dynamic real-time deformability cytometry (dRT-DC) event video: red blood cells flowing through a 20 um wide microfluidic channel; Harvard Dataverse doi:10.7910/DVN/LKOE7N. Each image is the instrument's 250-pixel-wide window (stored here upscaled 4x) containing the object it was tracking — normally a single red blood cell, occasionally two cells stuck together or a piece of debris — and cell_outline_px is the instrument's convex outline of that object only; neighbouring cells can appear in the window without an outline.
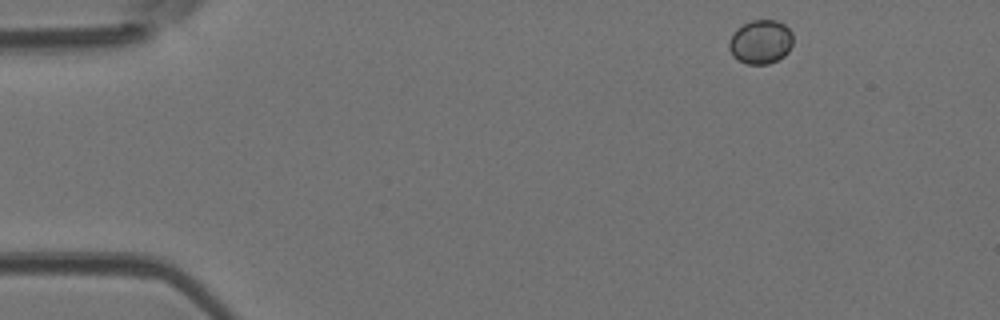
{"species": "Egyptian fruit bat (a non-hibernating species)", "species_latin": "Rousettus aegyptiacus", "temperature_condition": "room temperature", "stored_images_in_passage": 6, "camera_frame_rate_fps": 3000, "um_per_image_px": 0.085, "animal": {"sex": "female"}, "frame": {"image": 1, "passage_image": 1, "time_ms": 0.0, "image_size_px": [1000, 320], "cell_outline_px": [[792, 44], [788, 52], [784, 56], [768, 64], [748, 64], [732, 56], [728, 48], [728, 40], [732, 32], [736, 28], [752, 20], [776, 20], [784, 24], [792, 32]], "centroid_in_image_um": [64.63, 3.55], "position_along_channel_um": 20.4, "area_um2": 16.53}}
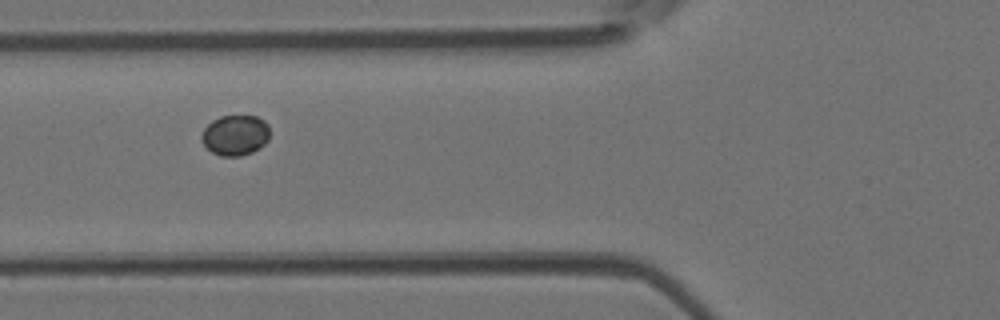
{"frame": {"image": 2, "passage_image": 4, "time_ms": 1.0, "image_size_px": [1000, 320], "cell_outline_px": [[268, 140], [260, 148], [252, 152], [240, 156], [220, 156], [212, 152], [200, 140], [200, 136], [204, 128], [212, 120], [220, 116], [256, 116], [264, 120], [268, 124]], "centroid_in_image_um": [19.98, 11.49], "position_along_channel_um": 105.8, "area_um2": 16.13}}
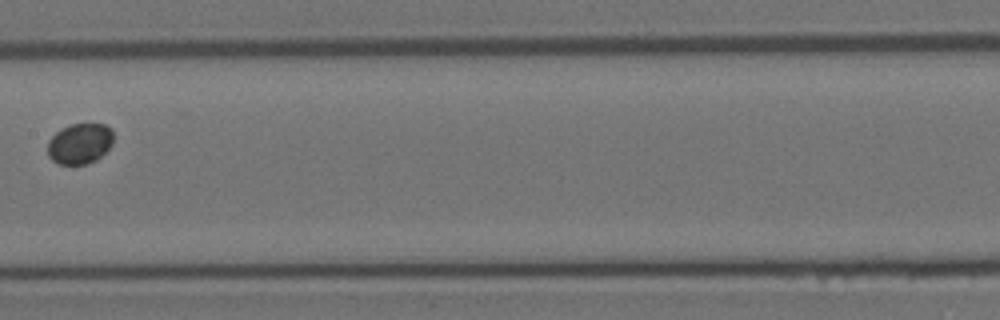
{"frame": {"image": 3, "passage_image": 6, "time_ms": 1.667, "image_size_px": [1000, 320], "cell_outline_px": [[112, 144], [96, 160], [88, 164], [60, 164], [52, 160], [48, 156], [48, 140], [60, 128], [68, 124], [104, 124], [112, 128]], "centroid_in_image_um": [6.76, 12.19], "position_along_channel_um": 200.6, "area_um2": 15.61}}